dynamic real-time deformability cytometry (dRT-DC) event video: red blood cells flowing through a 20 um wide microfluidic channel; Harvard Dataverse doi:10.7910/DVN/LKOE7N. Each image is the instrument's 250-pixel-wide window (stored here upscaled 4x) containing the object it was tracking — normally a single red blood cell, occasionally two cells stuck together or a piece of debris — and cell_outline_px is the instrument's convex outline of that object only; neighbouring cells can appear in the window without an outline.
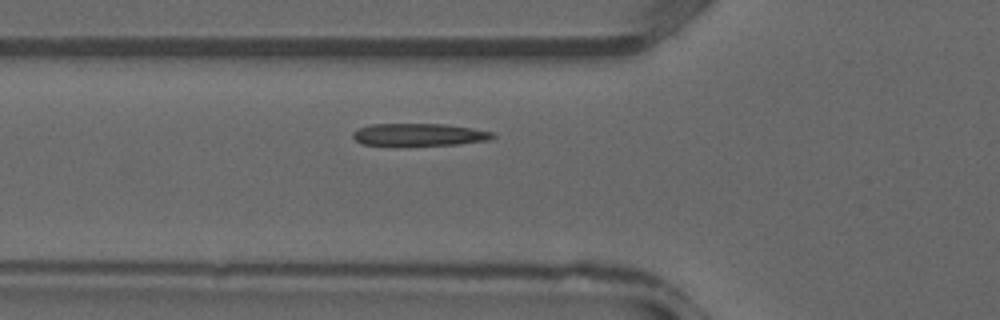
{"species": "common noctule bat (a hibernating species)", "species_latin": "Nyctalus noctula", "temperature_condition": "warm", "stored_images_in_passage": 31, "camera_frame_rate_fps": 3000, "um_per_image_px": 0.085, "animal": {"sex": "male", "forearm_length_mm": 52.5}, "frame": {"image": 1, "passage_image": 8, "time_ms": 2.333, "image_size_px": [1000, 320], "cell_outline_px": [[496, 136], [488, 140], [460, 144], [400, 148], [360, 144], [352, 136], [352, 132], [360, 128], [372, 124], [444, 124], [472, 128], [492, 132]], "centroid_in_image_um": [35.56, 11.49], "position_along_channel_um": 90.2, "area_um2": 19.19}}
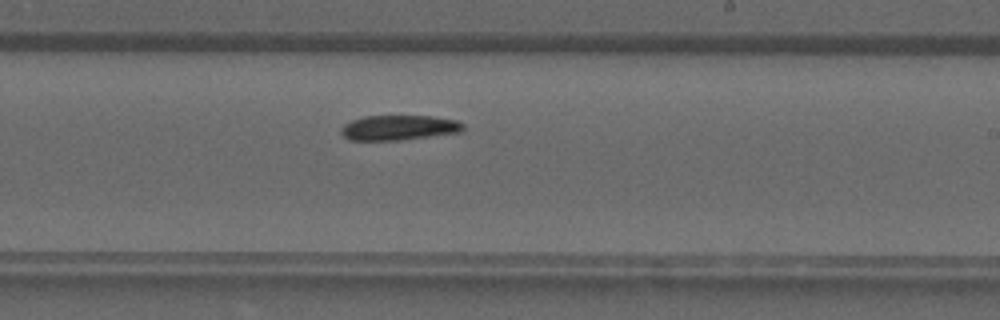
{"frame": {"image": 2, "passage_image": 17, "time_ms": 5.333, "image_size_px": [1000, 320], "cell_outline_px": [[464, 128], [460, 132], [400, 140], [348, 140], [340, 132], [340, 128], [344, 124], [352, 120], [364, 116], [436, 116], [456, 120], [464, 124]], "centroid_in_image_um": [33.89, 10.85], "position_along_channel_um": 255.1, "area_um2": 17.8}}
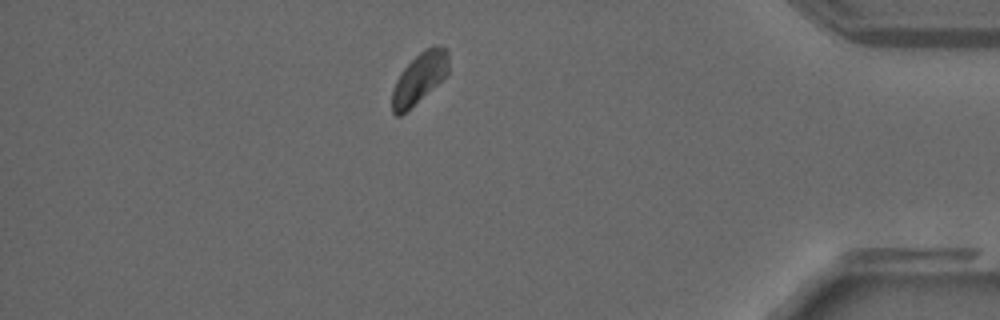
{"frame": {"image": 3, "passage_image": 27, "time_ms": 8.667, "image_size_px": [1000, 320], "cell_outline_px": [[448, 76], [400, 116], [396, 116], [392, 112], [392, 92], [396, 80], [400, 72], [424, 48], [432, 44], [436, 44], [444, 48], [448, 52]], "centroid_in_image_um": [35.67, 6.62], "position_along_channel_um": 399.5, "area_um2": 16.82}}